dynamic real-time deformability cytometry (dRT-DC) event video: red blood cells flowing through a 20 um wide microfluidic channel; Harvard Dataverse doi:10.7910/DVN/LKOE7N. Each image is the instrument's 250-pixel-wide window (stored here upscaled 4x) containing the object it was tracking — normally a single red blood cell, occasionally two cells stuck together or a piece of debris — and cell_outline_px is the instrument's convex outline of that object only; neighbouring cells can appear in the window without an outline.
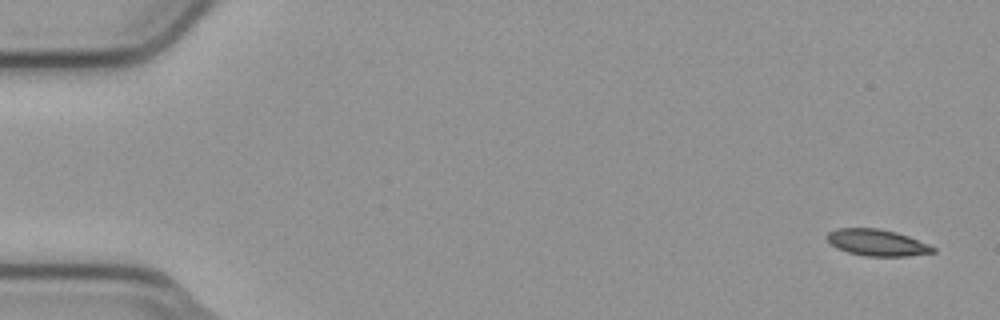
{"species": "common noctule bat (a hibernating species)", "species_latin": "Nyctalus noctula", "temperature_condition": "cold", "stored_images_in_passage": 6, "camera_frame_rate_fps": 3000, "um_per_image_px": 0.085, "animal": {"sex": "male", "body_mass_g": 23.1, "forearm_length_mm": 52.7}, "frame": {"image": 1, "passage_image": 1, "time_ms": 0.0, "image_size_px": [1000, 320], "cell_outline_px": [[936, 252], [908, 256], [864, 256], [848, 252], [836, 248], [828, 240], [828, 232], [836, 228], [880, 228], [896, 232], [908, 236], [928, 244], [936, 248]], "centroid_in_image_um": [74.56, 20.62], "position_along_channel_um": 10.4, "area_um2": 16.36}}
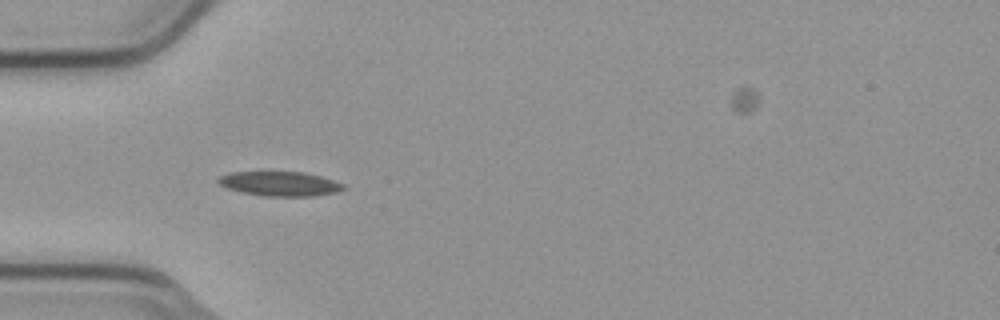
{"frame": {"image": 2, "passage_image": 5, "time_ms": 1.333, "image_size_px": [1000, 320], "cell_outline_px": [[348, 188], [336, 192], [312, 196], [264, 196], [244, 192], [228, 188], [220, 184], [216, 180], [220, 176], [232, 172], [304, 172], [320, 176], [344, 184]], "centroid_in_image_um": [23.82, 15.62], "position_along_channel_um": 61.2, "area_um2": 17.69}}
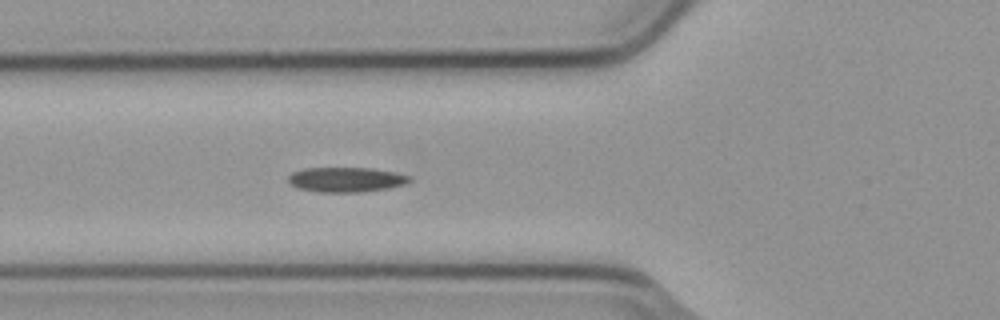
{"frame": {"image": 3, "passage_image": 6, "time_ms": 1.667, "image_size_px": [1000, 320], "cell_outline_px": [[412, 180], [404, 184], [388, 188], [364, 192], [320, 192], [296, 188], [288, 180], [288, 176], [292, 172], [304, 168], [372, 168], [392, 172], [408, 176]], "centroid_in_image_um": [29.38, 15.27], "position_along_channel_um": 96.4, "area_um2": 17.46}}